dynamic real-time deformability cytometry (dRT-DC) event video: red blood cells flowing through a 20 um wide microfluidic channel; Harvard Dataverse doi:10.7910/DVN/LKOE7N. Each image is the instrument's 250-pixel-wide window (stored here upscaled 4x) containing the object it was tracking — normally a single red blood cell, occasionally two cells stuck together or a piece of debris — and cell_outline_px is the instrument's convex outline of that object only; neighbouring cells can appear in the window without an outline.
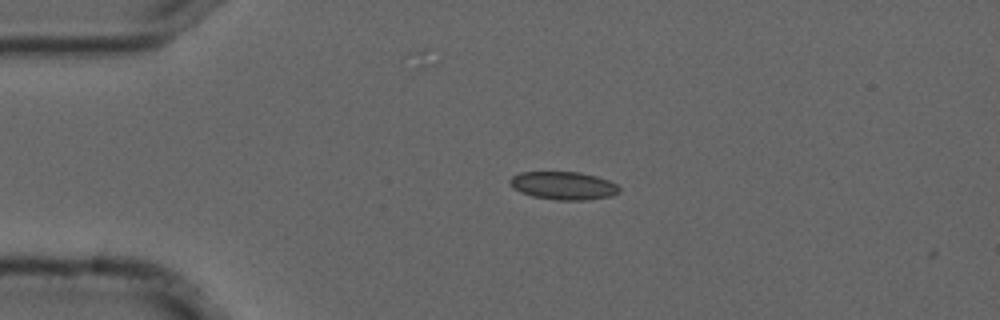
{"species": "common noctule bat (a hibernating species)", "species_latin": "Nyctalus noctula", "temperature_condition": "cold", "stored_images_in_passage": 6, "camera_frame_rate_fps": 3000, "um_per_image_px": 0.085, "animal": {"sex": "male", "forearm_length_mm": 52.5}, "frame": {"image": 1, "passage_image": 3, "time_ms": 0.667, "image_size_px": [1000, 320], "cell_outline_px": [[620, 192], [612, 196], [584, 200], [556, 200], [532, 196], [520, 192], [508, 180], [512, 176], [520, 172], [580, 172], [596, 176], [608, 180], [616, 184], [620, 188]], "centroid_in_image_um": [47.92, 15.78], "position_along_channel_um": 37.1, "area_um2": 17.8}}